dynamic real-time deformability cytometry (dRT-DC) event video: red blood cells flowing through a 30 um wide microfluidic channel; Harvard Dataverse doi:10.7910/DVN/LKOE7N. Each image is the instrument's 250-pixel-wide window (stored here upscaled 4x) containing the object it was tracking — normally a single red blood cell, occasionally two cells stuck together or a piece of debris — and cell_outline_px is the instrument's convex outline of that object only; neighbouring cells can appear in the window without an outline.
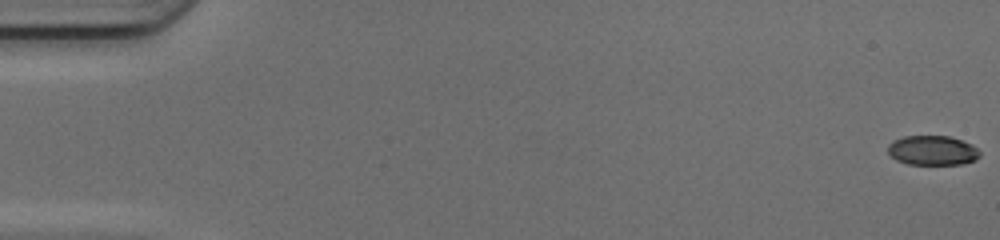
{"species": "common noctule bat (a hibernating species)", "species_latin": "Nyctalus noctula", "temperature_condition": "cold", "stored_images_in_passage": 51, "camera_frame_rate_fps": 3000, "um_per_image_px": 0.085, "animal": {"sex": "female", "body_mass_g": 17.0, "forearm_length_mm": 48.0}, "frame": {"image": 1, "passage_image": 1, "time_ms": 0.0, "image_size_px": [1000, 240], "cell_outline_px": [[980, 156], [976, 160], [960, 164], [908, 164], [896, 160], [888, 152], [888, 144], [904, 136], [948, 136], [972, 144], [980, 152]], "centroid_in_image_um": [79.27, 12.79], "position_along_channel_um": 5.7, "area_um2": 15.72}}
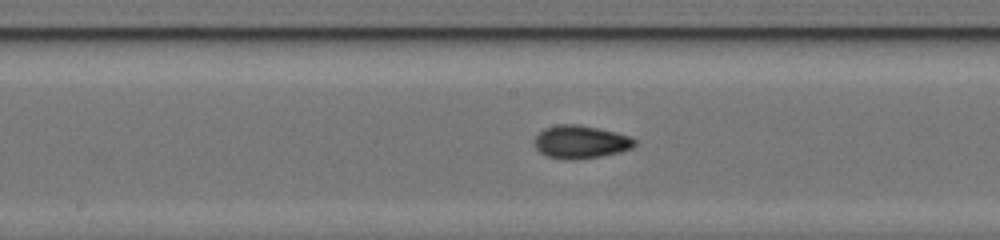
{"frame": {"image": 2, "passage_image": 27, "time_ms": 8.667, "image_size_px": [1000, 240], "cell_outline_px": [[636, 144], [632, 148], [620, 152], [600, 156], [572, 160], [564, 160], [548, 156], [540, 152], [536, 148], [536, 136], [544, 128], [556, 124], [580, 124], [616, 132], [628, 136], [636, 140]], "centroid_in_image_um": [49.36, 12.06], "position_along_channel_um": 198.8, "area_um2": 19.25}}
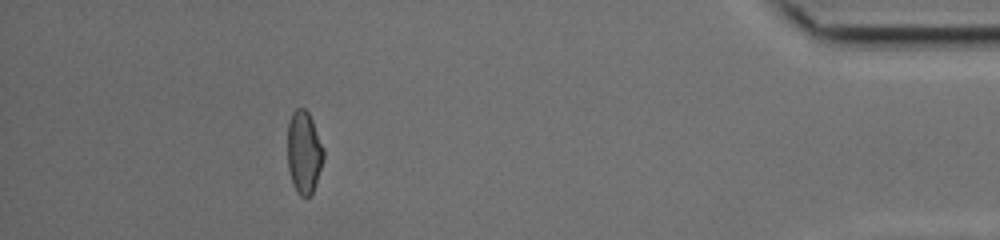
{"frame": {"image": 3, "passage_image": 46, "time_ms": 15.0, "image_size_px": [1000, 240], "cell_outline_px": [[324, 160], [312, 192], [308, 196], [300, 196], [296, 192], [292, 184], [288, 168], [288, 124], [292, 112], [296, 108], [304, 108], [308, 112], [312, 120], [324, 148]], "centroid_in_image_um": [25.83, 12.94], "position_along_channel_um": 409.4, "area_um2": 17.34}, "authors_computed_cell_mechanics": {"area_um2": 17.5134, "velocity_mm_per_s": 4.2087, "shape_relaxation_time_tau1_ms": 6.4723, "shape_relaxation_time_tau2_ms": 1.6333, "deformation_change_tau1": 0.1721, "deformation_change_tau2": 0.0563}}